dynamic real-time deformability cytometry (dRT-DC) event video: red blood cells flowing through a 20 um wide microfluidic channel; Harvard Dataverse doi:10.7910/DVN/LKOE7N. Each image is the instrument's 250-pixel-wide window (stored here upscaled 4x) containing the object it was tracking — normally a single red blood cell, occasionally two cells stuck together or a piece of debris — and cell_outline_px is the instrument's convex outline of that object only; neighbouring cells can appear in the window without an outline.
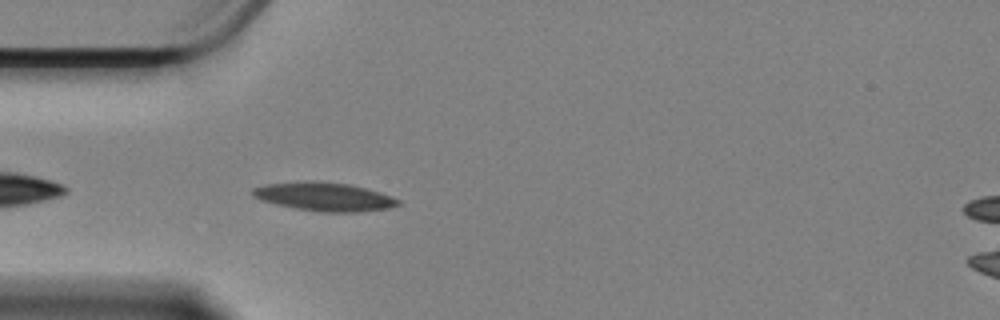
{"species": "Egyptian fruit bat (a non-hibernating species)", "species_latin": "Rousettus aegyptiacus", "temperature_condition": "cold", "stored_images_in_passage": 45, "camera_frame_rate_fps": 3000, "um_per_image_px": 0.085, "animal": {"sex": "female"}, "frame": {"image": 1, "passage_image": 3, "time_ms": 0.667, "image_size_px": [1000, 320], "cell_outline_px": [[400, 204], [388, 208], [360, 212], [320, 212], [296, 208], [276, 204], [260, 200], [252, 196], [252, 188], [268, 184], [304, 180], [312, 180], [348, 184], [380, 192], [392, 196], [400, 200]], "centroid_in_image_um": [27.55, 16.71], "position_along_channel_um": 57.4, "area_um2": 24.28}}
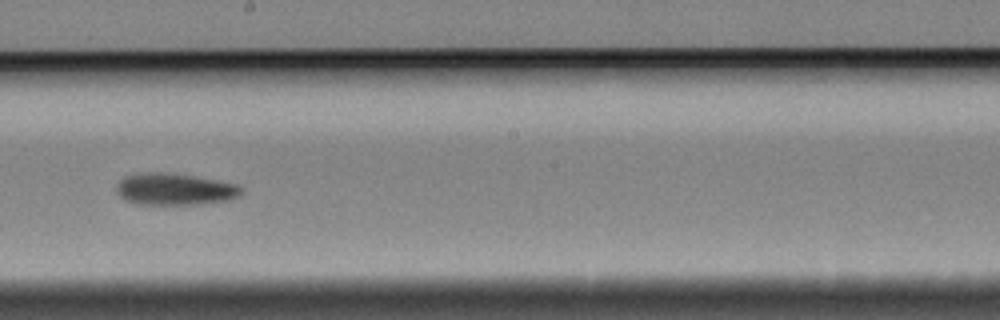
{"frame": {"image": 2, "passage_image": 19, "time_ms": 6.0, "image_size_px": [1000, 320], "cell_outline_px": [[244, 192], [240, 196], [228, 200], [196, 204], [136, 204], [124, 200], [116, 192], [116, 184], [124, 176], [136, 172], [168, 172], [216, 180], [236, 184], [244, 188]], "centroid_in_image_um": [14.82, 16.07], "position_along_channel_um": 233.4, "area_um2": 23.41}}
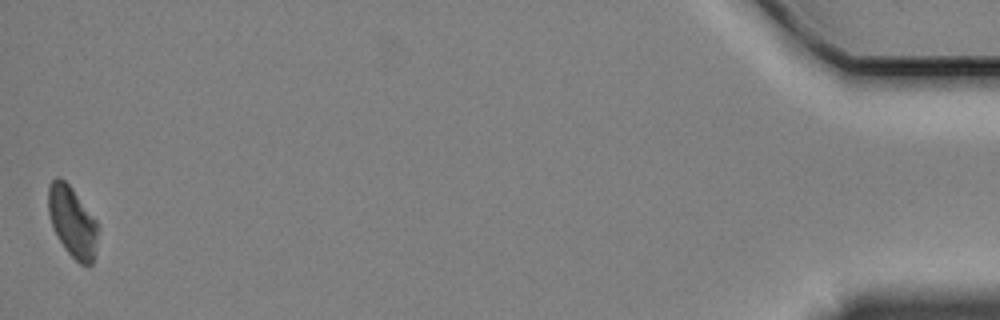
{"frame": {"image": 3, "passage_image": 45, "time_ms": 14.667, "image_size_px": [1000, 320], "cell_outline_px": [[96, 236], [92, 264], [88, 268], [80, 264], [64, 248], [52, 224], [48, 212], [48, 188], [52, 180], [56, 176], [60, 176], [72, 188], [96, 220]], "centroid_in_image_um": [6.12, 18.83], "position_along_channel_um": 429.1, "area_um2": 19.94}, "authors_computed_cell_mechanics": {"area_um2": 22.4264, "velocity_mm_per_s": 3.3389, "shape_relaxation_time_tau1_ms": 5.3142, "shape_relaxation_time_tau2_ms": null, "deformation_change_tau1": 0.1227, "deformation_change_tau2": null}}